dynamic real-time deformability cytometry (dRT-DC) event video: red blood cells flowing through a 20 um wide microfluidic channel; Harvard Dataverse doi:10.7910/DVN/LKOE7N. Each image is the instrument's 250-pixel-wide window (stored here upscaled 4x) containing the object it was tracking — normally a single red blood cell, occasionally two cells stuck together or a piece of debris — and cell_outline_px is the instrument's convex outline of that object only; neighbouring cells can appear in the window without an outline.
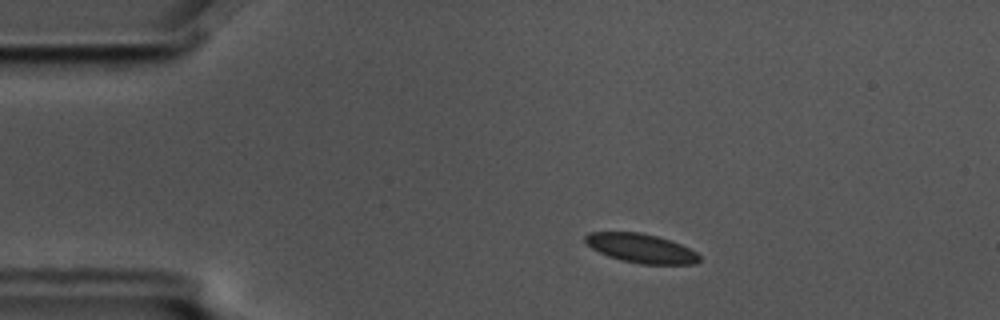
{"species": "common noctule bat (a hibernating species)", "species_latin": "Nyctalus noctula", "temperature_condition": "cold", "stored_images_in_passage": 3, "camera_frame_rate_fps": 3000, "um_per_image_px": 0.085, "animal": {"sex": "male", "body_mass_g": 17.5, "forearm_length_mm": 52.3}, "frame": {"image": 1, "passage_image": 2, "time_ms": 0.333, "image_size_px": [1000, 320], "cell_outline_px": [[700, 260], [696, 264], [640, 264], [620, 260], [608, 256], [592, 248], [584, 240], [584, 236], [588, 232], [640, 232], [656, 236], [680, 244], [696, 252], [700, 256]], "centroid_in_image_um": [54.48, 21.11], "position_along_channel_um": 30.5, "area_um2": 19.25}}